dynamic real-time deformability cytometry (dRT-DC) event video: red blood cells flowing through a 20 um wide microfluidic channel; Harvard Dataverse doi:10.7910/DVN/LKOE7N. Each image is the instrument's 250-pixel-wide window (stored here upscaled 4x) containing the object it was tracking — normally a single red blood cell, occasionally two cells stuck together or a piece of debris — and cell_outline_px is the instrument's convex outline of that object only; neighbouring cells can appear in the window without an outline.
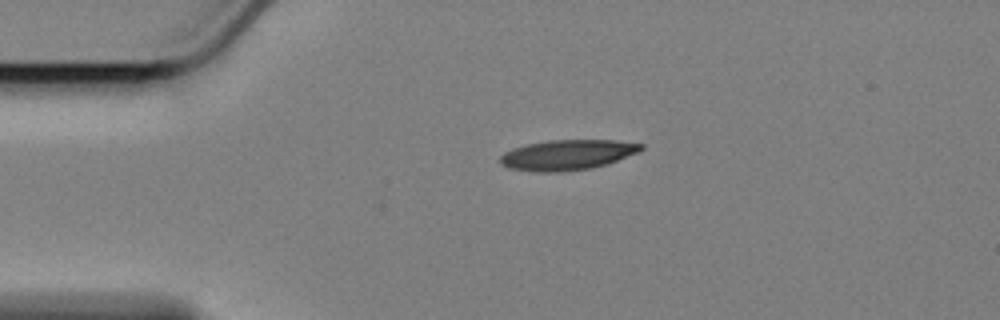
{"species": "Egyptian fruit bat (a non-hibernating species)", "species_latin": "Rousettus aegyptiacus", "temperature_condition": "cold", "stored_images_in_passage": 47, "camera_frame_rate_fps": 3000, "um_per_image_px": 0.085, "animal": {"sex": "female"}, "frame": {"image": 1, "passage_image": 1, "time_ms": 0.0, "image_size_px": [1000, 320], "cell_outline_px": [[644, 148], [640, 152], [608, 164], [592, 168], [560, 172], [532, 172], [508, 168], [500, 164], [500, 156], [504, 152], [512, 148], [528, 144], [548, 140], [616, 140], [644, 144]], "centroid_in_image_um": [48.24, 13.17], "position_along_channel_um": 36.8, "area_um2": 25.2}}
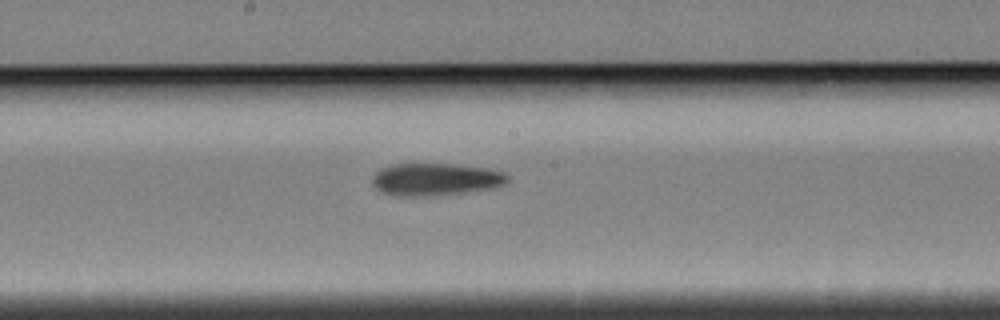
{"frame": {"image": 2, "passage_image": 19, "time_ms": 6.0, "image_size_px": [1000, 320], "cell_outline_px": [[508, 180], [504, 184], [492, 188], [464, 192], [416, 196], [400, 196], [380, 192], [372, 184], [372, 176], [380, 168], [392, 164], [448, 164], [488, 168], [504, 172], [508, 176]], "centroid_in_image_um": [36.98, 15.23], "position_along_channel_um": 211.2, "area_um2": 25.32}}
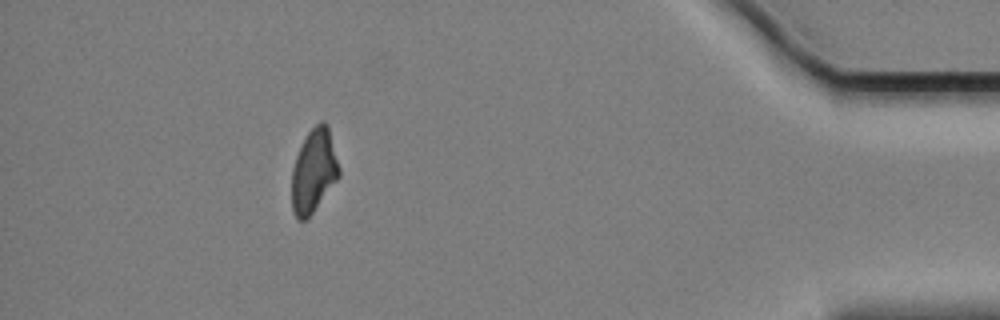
{"frame": {"image": 3, "passage_image": 41, "time_ms": 13.333, "image_size_px": [1000, 320], "cell_outline_px": [[340, 176], [312, 212], [304, 220], [296, 220], [292, 208], [292, 168], [296, 156], [308, 132], [320, 120], [324, 120], [328, 124], [340, 168]], "centroid_in_image_um": [26.68, 14.5], "position_along_channel_um": 408.5, "area_um2": 22.89}}